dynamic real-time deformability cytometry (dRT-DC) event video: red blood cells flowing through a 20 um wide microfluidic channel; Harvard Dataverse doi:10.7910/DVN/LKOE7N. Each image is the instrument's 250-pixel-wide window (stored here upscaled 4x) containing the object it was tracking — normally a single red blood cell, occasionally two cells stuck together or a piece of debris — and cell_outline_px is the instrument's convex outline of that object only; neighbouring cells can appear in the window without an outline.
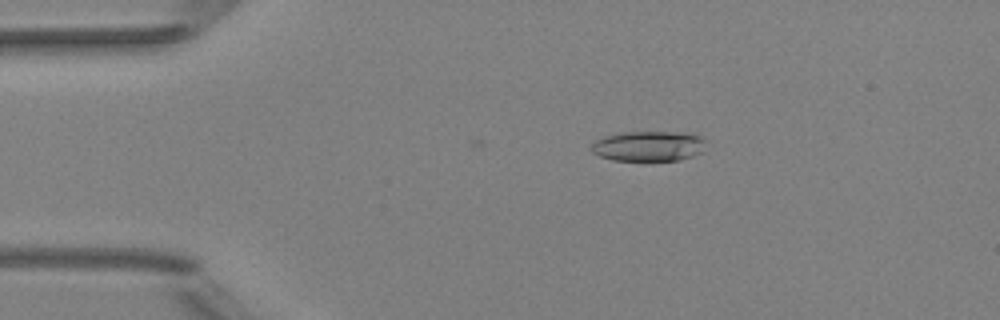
{"species": "Egyptian fruit bat (a non-hibernating species)", "species_latin": "Rousettus aegyptiacus", "temperature_condition": "room temperature", "stored_images_in_passage": 6, "camera_frame_rate_fps": 3000, "um_per_image_px": 0.085, "animal": {"sex": "female"}, "frame": {"image": 1, "passage_image": 4, "time_ms": 1.0, "image_size_px": [1000, 320], "cell_outline_px": [[704, 152], [680, 160], [612, 160], [600, 156], [592, 152], [592, 144], [596, 140], [608, 136], [624, 132], [668, 132], [704, 136]], "centroid_in_image_um": [55.16, 12.43], "position_along_channel_um": 29.8, "area_um2": 19.88}}